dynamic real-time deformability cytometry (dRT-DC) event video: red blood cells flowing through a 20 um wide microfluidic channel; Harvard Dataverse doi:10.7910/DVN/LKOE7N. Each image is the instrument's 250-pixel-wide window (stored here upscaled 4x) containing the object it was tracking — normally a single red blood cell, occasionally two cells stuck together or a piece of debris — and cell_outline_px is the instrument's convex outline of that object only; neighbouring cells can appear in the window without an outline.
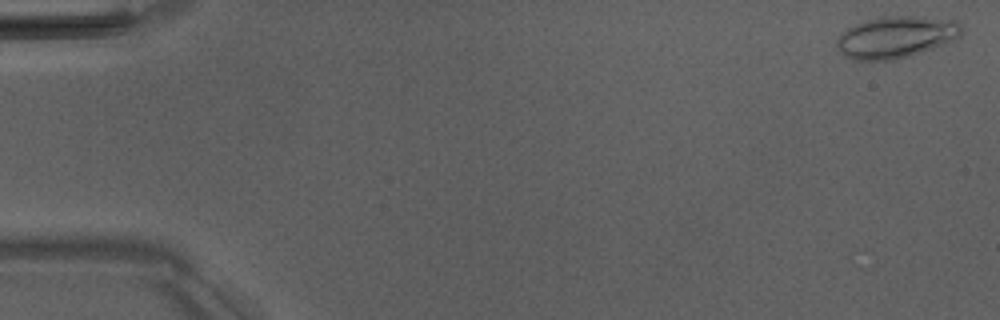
{"species": "Egyptian fruit bat (a non-hibernating species)", "species_latin": "Rousettus aegyptiacus", "temperature_condition": "room temperature", "stored_images_in_passage": 51, "camera_frame_rate_fps": 3000, "um_per_image_px": 0.085, "animal": {"sex": "male"}, "frame": {"image": 1, "passage_image": 1, "time_ms": 0.0, "image_size_px": [1000, 320], "cell_outline_px": [[960, 36], [956, 40], [908, 56], [892, 60], [852, 60], [844, 56], [840, 52], [836, 44], [836, 40], [848, 28], [856, 24], [868, 20], [884, 16], [912, 16], [956, 20], [960, 24]], "centroid_in_image_um": [76.15, 3.16], "position_along_channel_um": 8.9, "area_um2": 30.06}}
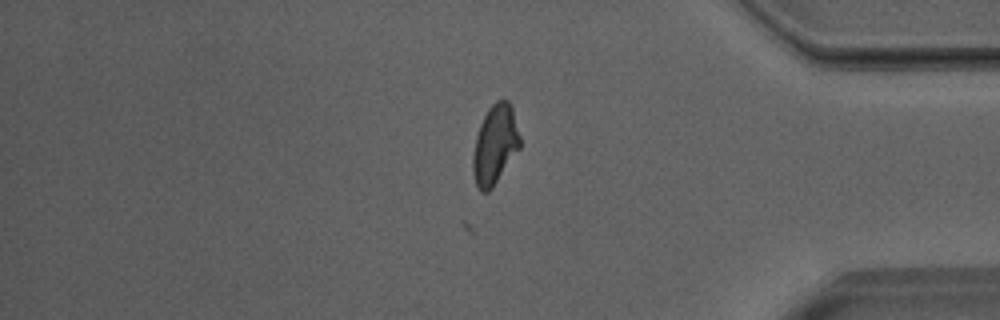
{"frame": {"image": 2, "passage_image": 43, "time_ms": 14.0, "image_size_px": [1000, 320], "cell_outline_px": [[520, 148], [492, 188], [488, 192], [480, 192], [476, 184], [472, 172], [472, 156], [476, 136], [480, 124], [488, 108], [496, 100], [508, 100], [512, 108], [520, 136]], "centroid_in_image_um": [42.06, 12.31], "position_along_channel_um": 393.1, "area_um2": 21.73}}
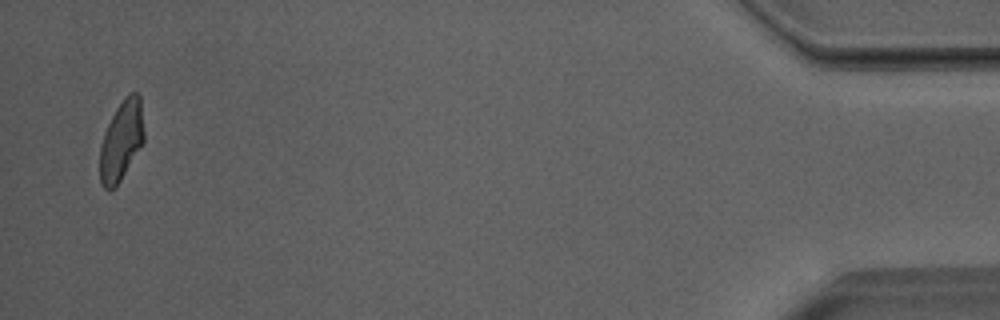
{"frame": {"image": 3, "passage_image": 50, "time_ms": 16.333, "image_size_px": [1000, 320], "cell_outline_px": [[144, 144], [120, 180], [108, 192], [100, 184], [100, 148], [108, 124], [116, 108], [124, 96], [128, 92], [136, 92], [140, 96], [144, 132]], "centroid_in_image_um": [10.34, 11.94], "position_along_channel_um": 424.9, "area_um2": 20.58}}